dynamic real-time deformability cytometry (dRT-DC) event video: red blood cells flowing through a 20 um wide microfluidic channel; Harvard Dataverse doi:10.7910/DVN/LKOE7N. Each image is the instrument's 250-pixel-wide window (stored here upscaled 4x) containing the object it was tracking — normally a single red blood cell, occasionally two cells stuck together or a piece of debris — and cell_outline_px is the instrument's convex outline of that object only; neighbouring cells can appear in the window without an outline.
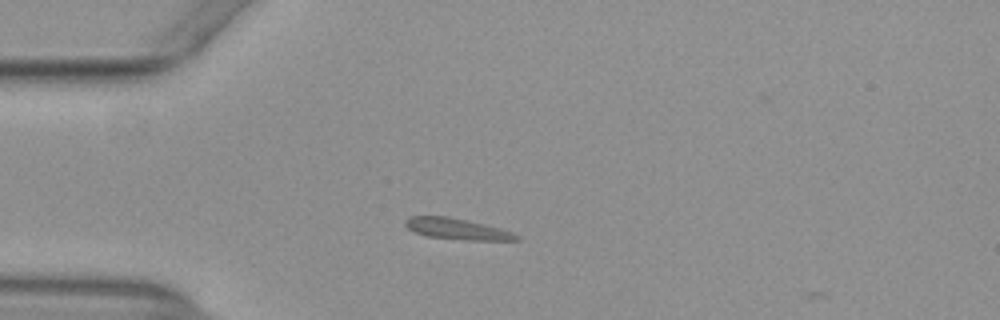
{"species": "common noctule bat (a hibernating species)", "species_latin": "Nyctalus noctula", "temperature_condition": "warm", "stored_images_in_passage": 12, "camera_frame_rate_fps": 3000, "um_per_image_px": 0.085, "animal": {"sex": "female", "body_mass_g": 29.2, "forearm_length_mm": 56.3}, "frame": {"image": 1, "passage_image": 10, "time_ms": 3.0, "image_size_px": [1000, 320], "cell_outline_px": [[520, 240], [464, 240], [424, 236], [412, 232], [404, 224], [404, 220], [408, 216], [448, 216], [468, 220], [500, 228], [512, 232], [520, 236]], "centroid_in_image_um": [38.8, 19.45], "position_along_channel_um": 46.2, "area_um2": 13.87}}